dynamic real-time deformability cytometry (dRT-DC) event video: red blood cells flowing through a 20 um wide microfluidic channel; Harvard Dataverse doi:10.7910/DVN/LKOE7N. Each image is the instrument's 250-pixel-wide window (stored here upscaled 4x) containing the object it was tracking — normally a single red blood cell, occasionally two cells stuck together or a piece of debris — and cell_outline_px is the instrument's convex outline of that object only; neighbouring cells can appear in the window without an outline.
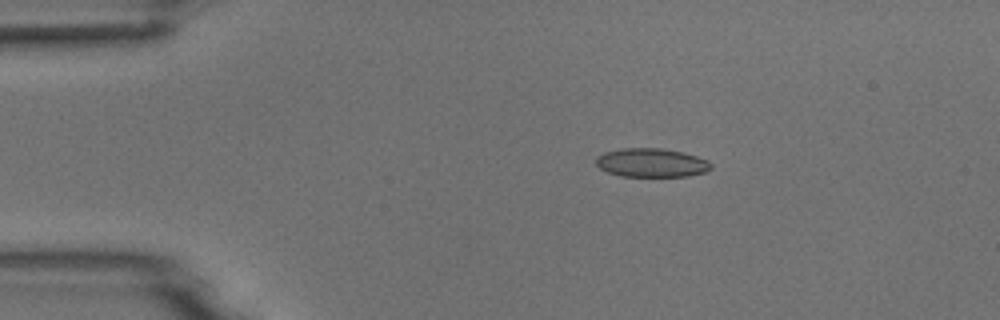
{"species": "common noctule bat (a hibernating species)", "species_latin": "Nyctalus noctula", "temperature_condition": "room temperature", "stored_images_in_passage": 6, "camera_frame_rate_fps": 3000, "um_per_image_px": 0.085, "animal": {"sex": "male", "body_mass_g": 18.8}, "frame": {"image": 1, "passage_image": 3, "time_ms": 2.333, "image_size_px": [1000, 320], "cell_outline_px": [[712, 168], [704, 172], [688, 176], [620, 176], [608, 172], [600, 168], [596, 164], [596, 156], [604, 152], [620, 148], [660, 148], [684, 152], [708, 160], [712, 164]], "centroid_in_image_um": [55.37, 13.82], "position_along_channel_um": 29.6, "area_um2": 19.36}}
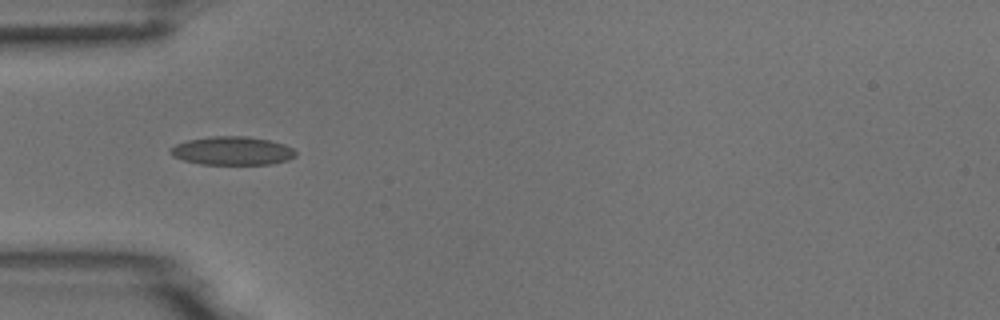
{"frame": {"image": 2, "passage_image": 5, "time_ms": 4.667, "image_size_px": [1000, 320], "cell_outline_px": [[296, 156], [288, 160], [272, 164], [200, 164], [184, 160], [172, 156], [168, 152], [176, 144], [188, 140], [212, 136], [248, 136], [268, 140], [284, 144], [292, 148], [296, 152]], "centroid_in_image_um": [19.75, 12.82], "position_along_channel_um": 65.3, "area_um2": 20.75}}